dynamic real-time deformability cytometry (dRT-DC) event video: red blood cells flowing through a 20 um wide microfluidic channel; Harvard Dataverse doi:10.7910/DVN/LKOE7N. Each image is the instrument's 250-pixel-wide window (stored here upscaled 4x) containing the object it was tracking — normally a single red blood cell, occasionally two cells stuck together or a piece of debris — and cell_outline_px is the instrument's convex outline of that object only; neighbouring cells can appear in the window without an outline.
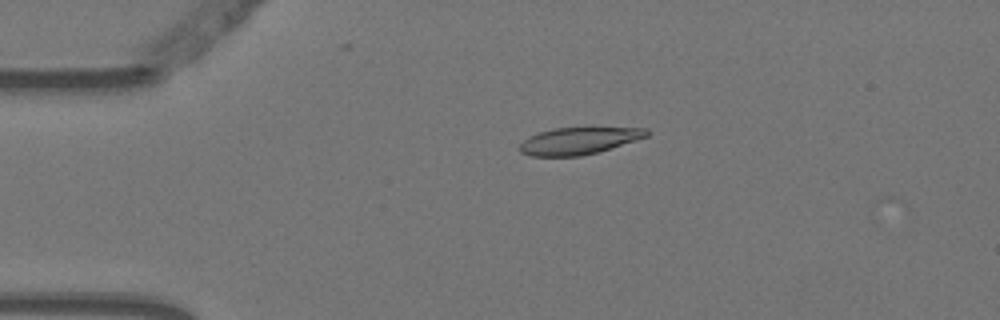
{"species": "Egyptian fruit bat (a non-hibernating species)", "species_latin": "Rousettus aegyptiacus", "temperature_condition": "warm", "stored_images_in_passage": 5, "camera_frame_rate_fps": 3000, "um_per_image_px": 0.085, "animal": {"sex": "female"}, "frame": {"image": 1, "passage_image": 5, "time_ms": 1.333, "image_size_px": [1000, 320], "cell_outline_px": [[652, 132], [648, 136], [636, 140], [596, 152], [580, 156], [532, 156], [520, 152], [520, 144], [528, 136], [552, 128], [592, 124], [648, 128]], "centroid_in_image_um": [49.3, 11.88], "position_along_channel_um": 35.7, "area_um2": 21.15}}